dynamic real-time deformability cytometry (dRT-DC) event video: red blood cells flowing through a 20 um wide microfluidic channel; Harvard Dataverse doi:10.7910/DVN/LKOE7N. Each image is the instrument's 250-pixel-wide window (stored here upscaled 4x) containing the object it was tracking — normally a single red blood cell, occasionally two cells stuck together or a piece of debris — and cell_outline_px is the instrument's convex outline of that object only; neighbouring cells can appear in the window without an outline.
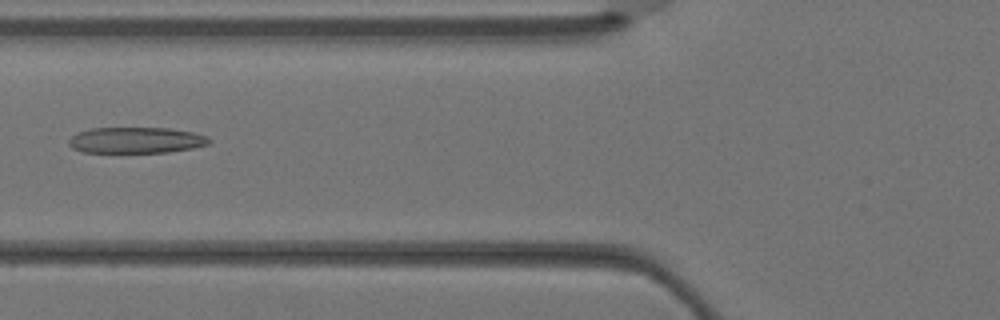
{"species": "Egyptian fruit bat (a non-hibernating species)", "species_latin": "Rousettus aegyptiacus", "temperature_condition": "warm", "stored_images_in_passage": 4, "camera_frame_rate_fps": 3000, "um_per_image_px": 0.085, "animal": {"sex": "female"}, "frame": {"image": 1, "passage_image": 4, "time_ms": 1.0, "image_size_px": [1000, 320], "cell_outline_px": [[212, 140], [208, 144], [192, 148], [168, 152], [80, 152], [72, 148], [68, 144], [68, 140], [72, 136], [80, 132], [92, 128], [168, 128], [196, 132], [208, 136]], "centroid_in_image_um": [11.59, 11.91], "position_along_channel_um": 114.2, "area_um2": 21.33}}